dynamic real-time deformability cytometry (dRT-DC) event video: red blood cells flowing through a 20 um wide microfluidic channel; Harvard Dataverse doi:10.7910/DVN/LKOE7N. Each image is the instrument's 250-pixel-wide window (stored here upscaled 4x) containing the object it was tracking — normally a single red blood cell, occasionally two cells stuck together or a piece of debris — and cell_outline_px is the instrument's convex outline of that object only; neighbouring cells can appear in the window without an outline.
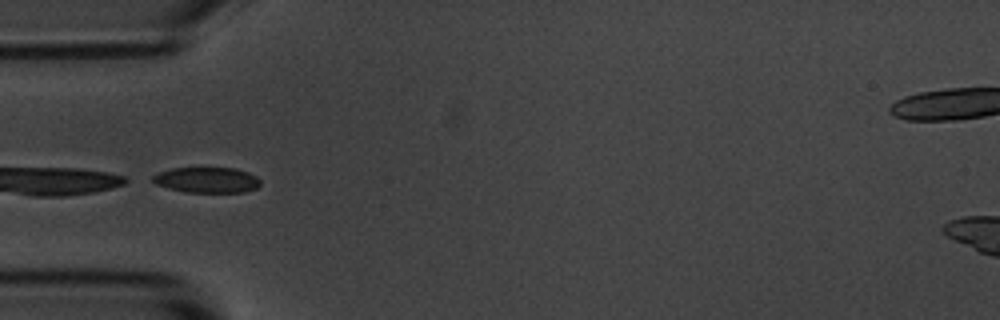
{"species": "common noctule bat (a hibernating species)", "species_latin": "Nyctalus noctula", "temperature_condition": "room temperature", "stored_images_in_passage": 7, "camera_frame_rate_fps": 3000, "um_per_image_px": 0.085, "animal": {"sex": "male", "body_mass_g": 20.1, "forearm_length_mm": 53.5}, "frame": {"image": 1, "passage_image": 4, "time_ms": 3.667, "image_size_px": [1000, 320], "cell_outline_px": [[260, 184], [256, 188], [244, 192], [184, 192], [168, 188], [156, 184], [152, 180], [152, 176], [160, 172], [172, 168], [236, 168], [248, 172], [256, 176], [260, 180]], "centroid_in_image_um": [17.59, 15.3], "position_along_channel_um": 67.4, "area_um2": 16.01}}
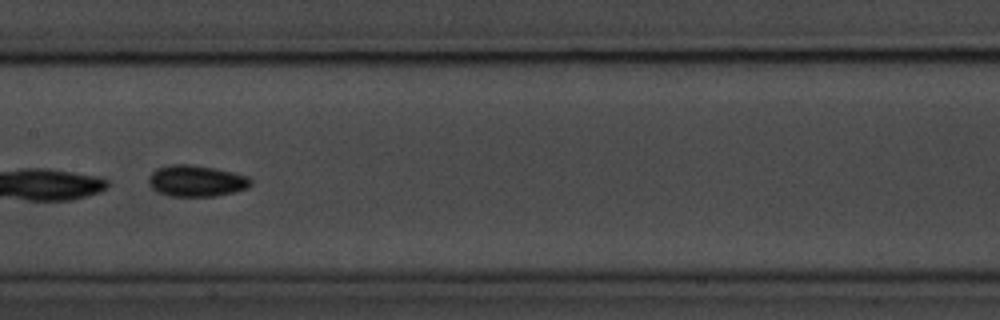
{"frame": {"image": 2, "passage_image": 7, "time_ms": 7.0, "image_size_px": [1000, 320], "cell_outline_px": [[252, 184], [248, 188], [216, 196], [168, 196], [156, 192], [148, 184], [148, 176], [156, 168], [172, 164], [192, 164], [216, 168], [248, 176], [252, 180]], "centroid_in_image_um": [16.66, 15.37], "position_along_channel_um": 190.7, "area_um2": 18.9}}